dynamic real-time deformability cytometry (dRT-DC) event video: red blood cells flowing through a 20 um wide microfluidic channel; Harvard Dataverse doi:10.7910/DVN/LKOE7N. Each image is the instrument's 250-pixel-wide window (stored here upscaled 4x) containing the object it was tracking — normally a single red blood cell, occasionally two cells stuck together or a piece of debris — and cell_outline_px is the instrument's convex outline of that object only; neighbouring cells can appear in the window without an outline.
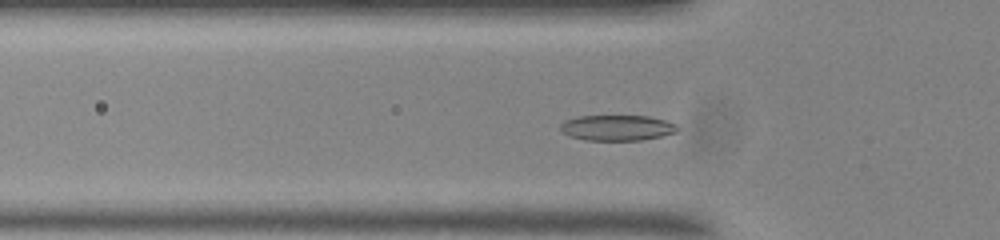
{"species": "common noctule bat (a hibernating species)", "species_latin": "Nyctalus noctula", "temperature_condition": "room temperature", "stored_images_in_passage": 41, "camera_frame_rate_fps": 3000, "um_per_image_px": 0.085, "animal": {"sex": "male", "body_mass_g": 20.0, "forearm_length_mm": 53.3}, "frame": {"image": 1, "passage_image": 2, "time_ms": 0.333, "image_size_px": [1000, 240], "cell_outline_px": [[672, 132], [656, 136], [632, 140], [596, 140], [576, 136], [572, 120], [588, 116], [640, 116], [660, 120], [672, 124]], "centroid_in_image_um": [52.68, 10.85], "position_along_channel_um": 73.1, "area_um2": 14.62}}
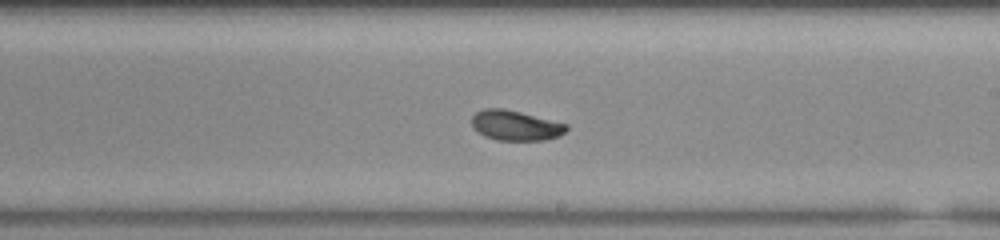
{"frame": {"image": 2, "passage_image": 16, "time_ms": 5.0, "image_size_px": [1000, 240], "cell_outline_px": [[564, 128], [556, 136], [536, 140], [504, 140], [488, 136], [476, 128], [472, 120], [480, 112], [516, 112], [564, 124]], "centroid_in_image_um": [43.85, 10.73], "position_along_channel_um": 245.1, "area_um2": 14.16}}
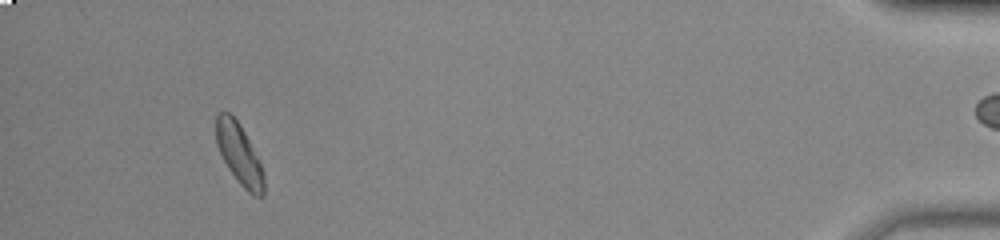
{"frame": {"image": 3, "passage_image": 36, "time_ms": 11.667, "image_size_px": [1000, 240], "cell_outline_px": [[264, 188], [260, 196], [252, 192], [232, 172], [224, 160], [216, 136], [216, 120], [228, 112], [236, 120], [260, 164]], "centroid_in_image_um": [20.31, 13.06], "position_along_channel_um": 414.9, "area_um2": 14.74}}